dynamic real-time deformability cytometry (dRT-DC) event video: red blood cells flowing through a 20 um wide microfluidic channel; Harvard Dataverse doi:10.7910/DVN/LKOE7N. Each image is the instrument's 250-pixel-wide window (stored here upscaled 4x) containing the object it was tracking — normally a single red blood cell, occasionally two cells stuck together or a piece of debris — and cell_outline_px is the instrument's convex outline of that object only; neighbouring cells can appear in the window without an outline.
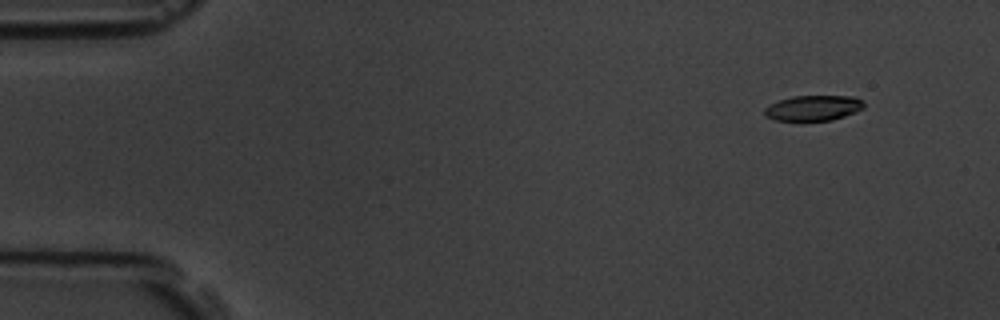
{"species": "common noctule bat (a hibernating species)", "species_latin": "Nyctalus noctula", "temperature_condition": "room temperature", "stored_images_in_passage": 5, "camera_frame_rate_fps": 3000, "um_per_image_px": 0.085, "animal": {"sex": "male", "body_mass_g": 19.5, "forearm_length_mm": 54.6}, "frame": {"image": 1, "passage_image": 2, "time_ms": 1.333, "image_size_px": [1000, 320], "cell_outline_px": [[864, 108], [856, 112], [832, 120], [804, 124], [776, 120], [764, 116], [764, 108], [768, 104], [792, 96], [856, 96], [864, 100]], "centroid_in_image_um": [69.1, 9.22], "position_along_channel_um": 15.9, "area_um2": 15.61}}